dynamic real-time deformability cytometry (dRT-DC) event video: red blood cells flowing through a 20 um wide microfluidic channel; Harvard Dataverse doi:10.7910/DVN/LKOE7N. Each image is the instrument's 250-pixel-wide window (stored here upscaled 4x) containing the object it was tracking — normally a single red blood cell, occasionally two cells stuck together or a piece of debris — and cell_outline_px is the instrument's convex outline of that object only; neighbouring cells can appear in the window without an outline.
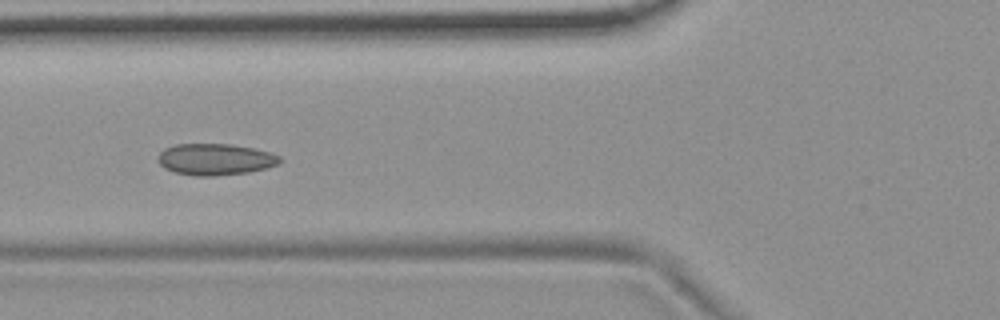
{"species": "common noctule bat (a hibernating species)", "species_latin": "Nyctalus noctula", "temperature_condition": "room temperature", "stored_images_in_passage": 10, "camera_frame_rate_fps": 3000, "um_per_image_px": 0.085, "animal": {"sex": "female", "body_mass_g": 19.9}, "frame": {"image": 1, "passage_image": 6, "time_ms": 5.667, "image_size_px": [1000, 320], "cell_outline_px": [[280, 164], [248, 172], [212, 176], [196, 176], [176, 172], [164, 168], [156, 160], [156, 156], [164, 148], [176, 144], [232, 144], [272, 152], [280, 156]], "centroid_in_image_um": [18.27, 13.53], "position_along_channel_um": 107.5, "area_um2": 22.43}}
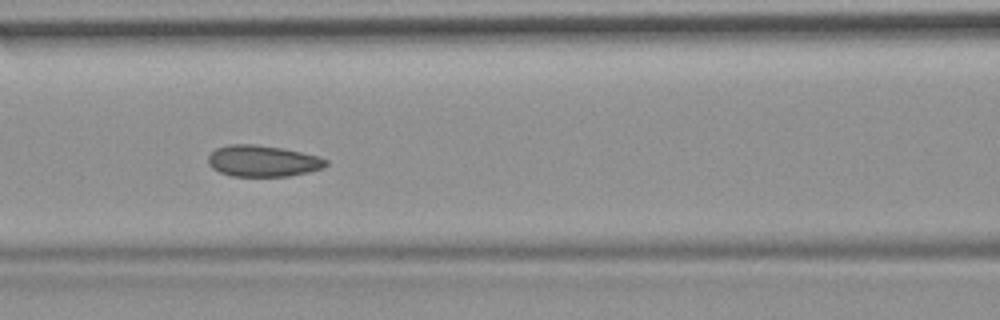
{"frame": {"image": 2, "passage_image": 7, "time_ms": 6.667, "image_size_px": [1000, 320], "cell_outline_px": [[328, 164], [324, 168], [308, 172], [288, 176], [232, 176], [220, 172], [212, 168], [208, 164], [208, 156], [216, 148], [228, 144], [256, 144], [284, 148], [320, 156], [328, 160]], "centroid_in_image_um": [22.36, 13.67], "position_along_channel_um": 144.2, "area_um2": 21.73}}
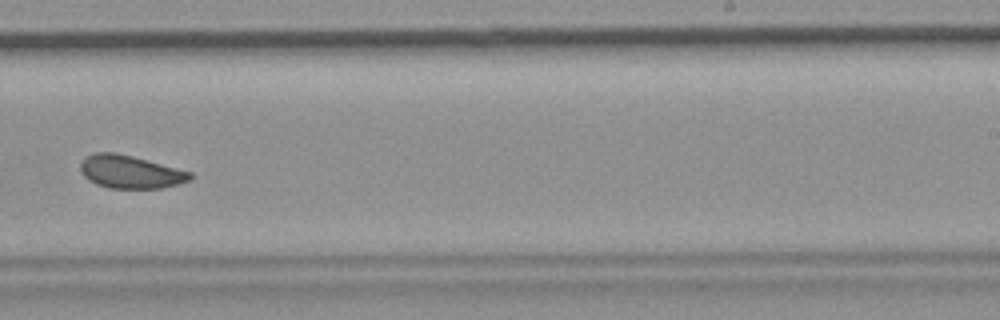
{"frame": {"image": 3, "passage_image": 10, "time_ms": 10.333, "image_size_px": [1000, 320], "cell_outline_px": [[192, 180], [180, 184], [160, 188], [108, 188], [96, 184], [88, 180], [80, 172], [80, 164], [84, 156], [96, 152], [116, 152], [132, 156], [192, 172]], "centroid_in_image_um": [11.06, 14.61], "position_along_channel_um": 277.9, "area_um2": 21.27}}